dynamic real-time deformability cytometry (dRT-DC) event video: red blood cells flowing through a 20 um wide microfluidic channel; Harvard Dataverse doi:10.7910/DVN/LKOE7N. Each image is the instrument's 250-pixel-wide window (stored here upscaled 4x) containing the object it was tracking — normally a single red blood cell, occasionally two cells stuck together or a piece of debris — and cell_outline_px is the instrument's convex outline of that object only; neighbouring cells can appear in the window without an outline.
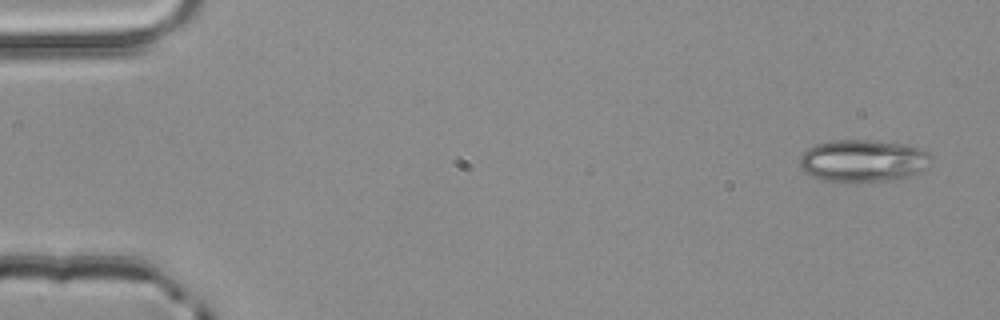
{"species": "common noctule bat (a hibernating species)", "species_latin": "Nyctalus noctula", "temperature_condition": "room temperature", "stored_images_in_passage": 3, "camera_frame_rate_fps": 3000, "um_per_image_px": 0.085, "animal": {"sex": "male", "body_mass_g": 20.4}, "frame": {"image": 1, "passage_image": 1, "time_ms": 0.0, "image_size_px": [1000, 320], "cell_outline_px": [[932, 160], [924, 168], [908, 176], [896, 180], [840, 184], [820, 180], [804, 172], [800, 168], [800, 156], [808, 148], [816, 144], [836, 140], [872, 140], [908, 144], [928, 152], [932, 156]], "centroid_in_image_um": [73.32, 13.69], "position_along_channel_um": 11.7, "area_um2": 33.06}}